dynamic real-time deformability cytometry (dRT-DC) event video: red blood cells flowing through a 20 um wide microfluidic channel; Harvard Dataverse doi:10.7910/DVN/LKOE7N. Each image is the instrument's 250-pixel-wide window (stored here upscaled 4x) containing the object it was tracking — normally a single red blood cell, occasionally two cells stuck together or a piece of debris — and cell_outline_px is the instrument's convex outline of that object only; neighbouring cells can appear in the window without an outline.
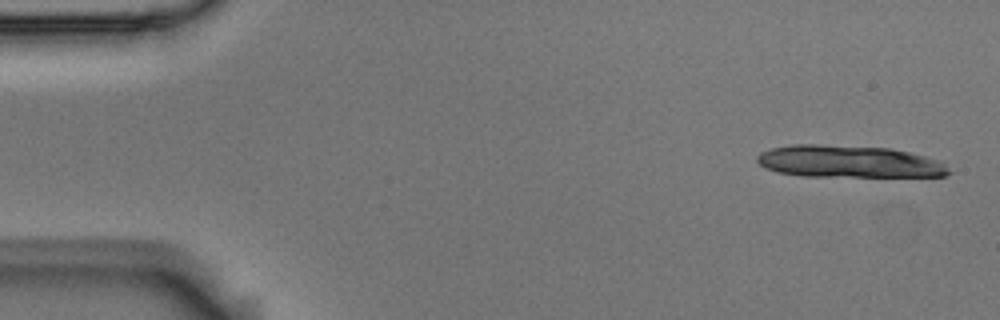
{"species": "Egyptian fruit bat (a non-hibernating species)", "species_latin": "Rousettus aegyptiacus", "temperature_condition": "room temperature", "stored_images_in_passage": 5, "segment_of_instrument_passage": [1, 2], "camera_frame_rate_fps": 3000, "um_per_image_px": 0.085, "animal": {"sex": "male"}, "frame": {"image": 1, "passage_image": 1, "time_ms": 0.0, "image_size_px": [1000, 320], "cell_outline_px": [[952, 172], [944, 176], [800, 176], [776, 172], [764, 168], [756, 160], [756, 156], [760, 152], [772, 148], [796, 144], [816, 144], [892, 148], [940, 160]], "centroid_in_image_um": [72.12, 13.73], "position_along_channel_um": 12.9, "area_um2": 36.01}}